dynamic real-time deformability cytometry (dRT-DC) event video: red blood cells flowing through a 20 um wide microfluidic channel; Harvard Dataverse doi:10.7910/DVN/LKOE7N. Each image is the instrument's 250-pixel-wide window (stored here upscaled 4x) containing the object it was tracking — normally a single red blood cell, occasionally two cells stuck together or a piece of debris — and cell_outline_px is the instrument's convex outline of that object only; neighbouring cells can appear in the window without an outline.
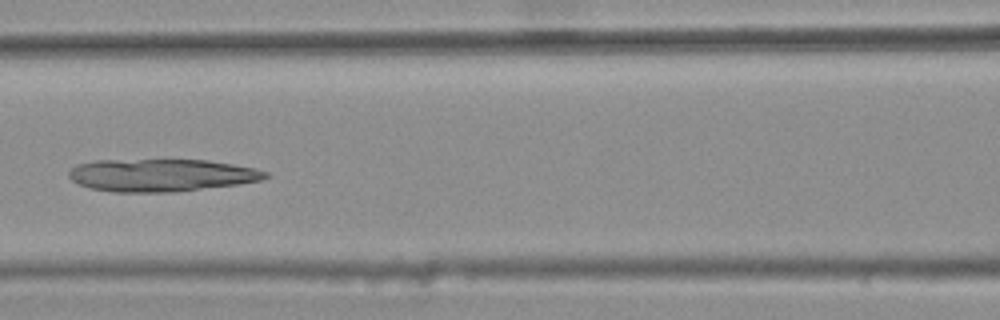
{"species": "common noctule bat (a hibernating species)", "species_latin": "Nyctalus noctula", "temperature_condition": "warm", "stored_images_in_passage": 6, "camera_frame_rate_fps": 3000, "um_per_image_px": 0.085, "animal": {"sex": "female", "body_mass_g": 25.1}, "frame": {"image": 1, "passage_image": 5, "time_ms": 1.333, "image_size_px": [1000, 320], "cell_outline_px": [[272, 176], [260, 180], [240, 184], [176, 192], [112, 192], [92, 188], [80, 184], [72, 180], [68, 176], [68, 172], [76, 164], [96, 160], [208, 160], [256, 168], [268, 172]], "centroid_in_image_um": [13.74, 14.89], "position_along_channel_um": 152.9, "area_um2": 37.45}}
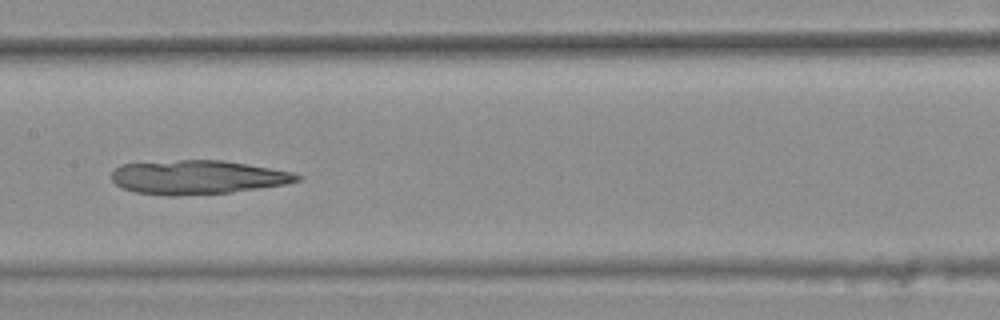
{"frame": {"image": 2, "passage_image": 6, "time_ms": 1.667, "image_size_px": [1000, 320], "cell_outline_px": [[304, 176], [300, 180], [288, 184], [260, 188], [228, 192], [176, 196], [164, 196], [136, 192], [120, 188], [112, 180], [112, 168], [120, 164], [176, 160], [224, 160], [248, 164], [292, 172]], "centroid_in_image_um": [16.77, 15.06], "position_along_channel_um": 190.6, "area_um2": 36.99}}